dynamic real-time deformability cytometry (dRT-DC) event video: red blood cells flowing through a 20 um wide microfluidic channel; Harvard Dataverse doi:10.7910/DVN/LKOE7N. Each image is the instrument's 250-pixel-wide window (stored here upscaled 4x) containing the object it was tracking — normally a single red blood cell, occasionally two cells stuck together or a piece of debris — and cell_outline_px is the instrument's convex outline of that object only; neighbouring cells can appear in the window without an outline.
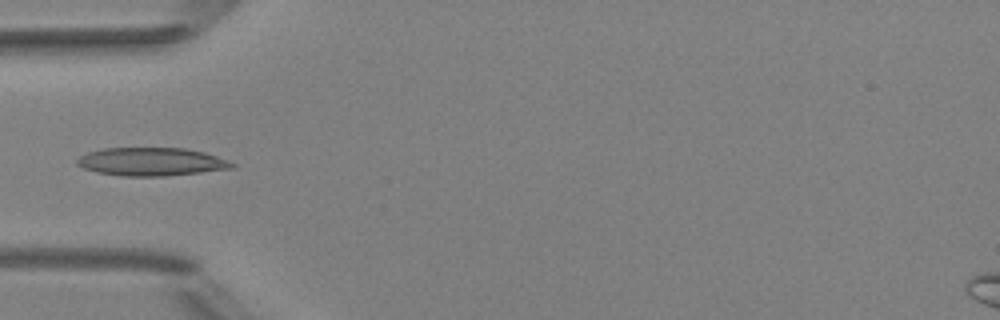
{"species": "Egyptian fruit bat (a non-hibernating species)", "species_latin": "Rousettus aegyptiacus", "temperature_condition": "room temperature", "stored_images_in_passage": 4, "camera_frame_rate_fps": 3000, "um_per_image_px": 0.085, "animal": {"sex": "female"}, "frame": {"image": 1, "passage_image": 4, "time_ms": 3.333, "image_size_px": [1000, 320], "cell_outline_px": [[236, 168], [164, 176], [120, 176], [96, 172], [84, 168], [76, 164], [76, 160], [80, 156], [88, 152], [104, 148], [184, 148], [204, 152], [228, 160], [236, 164]], "centroid_in_image_um": [12.87, 13.75], "position_along_channel_um": 72.1, "area_um2": 25.49}}